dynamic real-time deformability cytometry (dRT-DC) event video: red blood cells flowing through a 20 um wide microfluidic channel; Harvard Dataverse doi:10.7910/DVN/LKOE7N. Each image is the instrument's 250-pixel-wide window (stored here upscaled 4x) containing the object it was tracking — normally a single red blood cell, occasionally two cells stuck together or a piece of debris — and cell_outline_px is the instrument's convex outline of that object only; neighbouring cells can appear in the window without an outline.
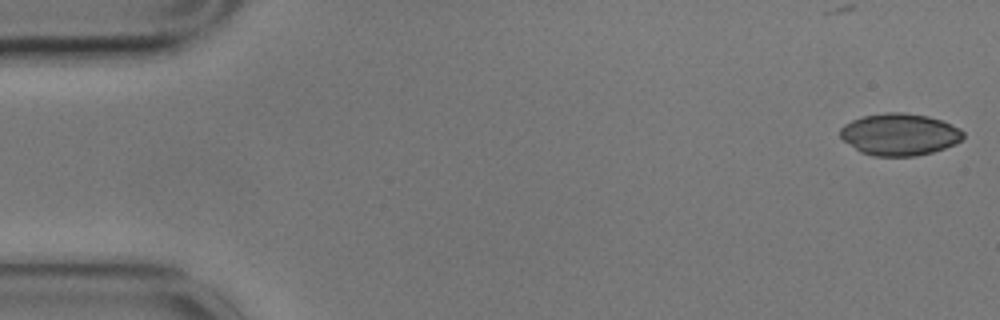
{"species": "common noctule bat (a hibernating species)", "species_latin": "Nyctalus noctula", "temperature_condition": "cold", "stored_images_in_passage": 3, "camera_frame_rate_fps": 3000, "um_per_image_px": 0.085, "animal": {"sex": "male", "body_mass_g": 17.9}, "frame": {"image": 1, "passage_image": 1, "time_ms": 0.0, "image_size_px": [1000, 320], "cell_outline_px": [[964, 136], [956, 144], [932, 152], [916, 156], [872, 156], [860, 152], [844, 140], [840, 136], [840, 128], [844, 124], [852, 120], [864, 116], [888, 112], [904, 112], [928, 116], [940, 120], [960, 128], [964, 132]], "centroid_in_image_um": [76.46, 11.43], "position_along_channel_um": 8.5, "area_um2": 30.06}}